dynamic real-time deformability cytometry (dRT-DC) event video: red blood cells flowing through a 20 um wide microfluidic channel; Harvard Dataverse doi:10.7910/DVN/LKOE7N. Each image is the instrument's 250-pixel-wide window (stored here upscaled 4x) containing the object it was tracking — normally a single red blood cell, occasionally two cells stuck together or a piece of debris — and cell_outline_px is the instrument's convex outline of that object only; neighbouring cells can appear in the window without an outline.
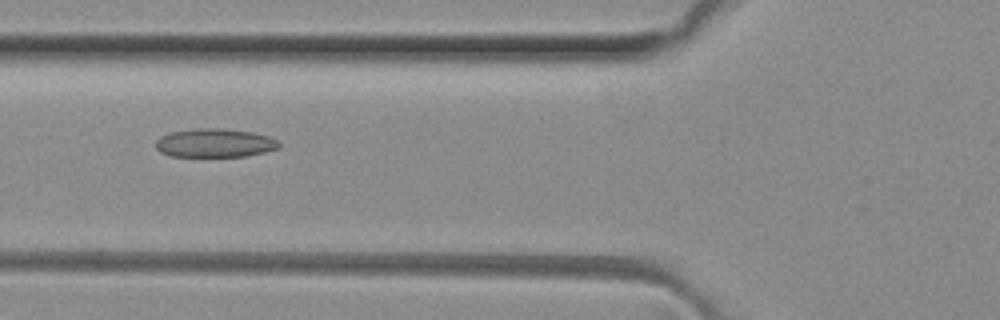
{"species": "common noctule bat (a hibernating species)", "species_latin": "Nyctalus noctula", "temperature_condition": "room temperature", "stored_images_in_passage": 36, "camera_frame_rate_fps": 3000, "um_per_image_px": 0.085, "animal": {"sex": "female", "body_mass_g": 29.2, "forearm_length_mm": 56.3}, "frame": {"image": 1, "passage_image": 5, "time_ms": 1.333, "image_size_px": [1000, 320], "cell_outline_px": [[280, 148], [264, 152], [244, 156], [172, 156], [160, 152], [156, 148], [156, 140], [160, 136], [172, 132], [196, 128], [220, 128], [252, 132], [268, 136], [276, 140], [280, 144]], "centroid_in_image_um": [18.25, 12.15], "position_along_channel_um": 107.6, "area_um2": 20.46}}
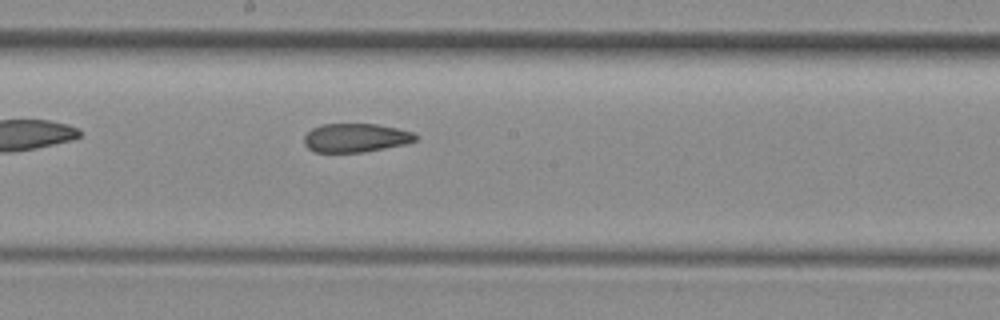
{"frame": {"image": 2, "passage_image": 13, "time_ms": 4.0, "image_size_px": [1000, 320], "cell_outline_px": [[416, 140], [404, 144], [364, 152], [316, 152], [308, 148], [304, 144], [304, 136], [312, 128], [320, 124], [376, 124], [396, 128], [412, 132], [416, 136]], "centroid_in_image_um": [30.19, 11.71], "position_along_channel_um": 218.0, "area_um2": 18.5}}
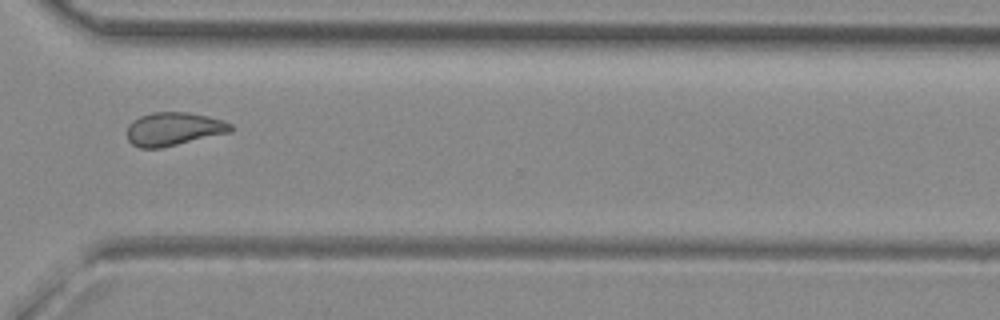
{"frame": {"image": 3, "passage_image": 23, "time_ms": 7.333, "image_size_px": [1000, 320], "cell_outline_px": [[232, 132], [160, 148], [140, 148], [132, 144], [128, 140], [128, 124], [132, 120], [140, 116], [152, 112], [188, 112], [208, 116], [224, 120], [232, 124]], "centroid_in_image_um": [14.77, 10.95], "position_along_channel_um": 355.8, "area_um2": 20.23}, "authors_computed_cell_mechanics": {"area_um2": 20.1144, "velocity_mm_per_s": 4.1437, "shape_relaxation_time_tau1_ms": null, "shape_relaxation_time_tau2_ms": 2.9614, "deformation_change_tau1": null, "deformation_change_tau2": 0.1021}}